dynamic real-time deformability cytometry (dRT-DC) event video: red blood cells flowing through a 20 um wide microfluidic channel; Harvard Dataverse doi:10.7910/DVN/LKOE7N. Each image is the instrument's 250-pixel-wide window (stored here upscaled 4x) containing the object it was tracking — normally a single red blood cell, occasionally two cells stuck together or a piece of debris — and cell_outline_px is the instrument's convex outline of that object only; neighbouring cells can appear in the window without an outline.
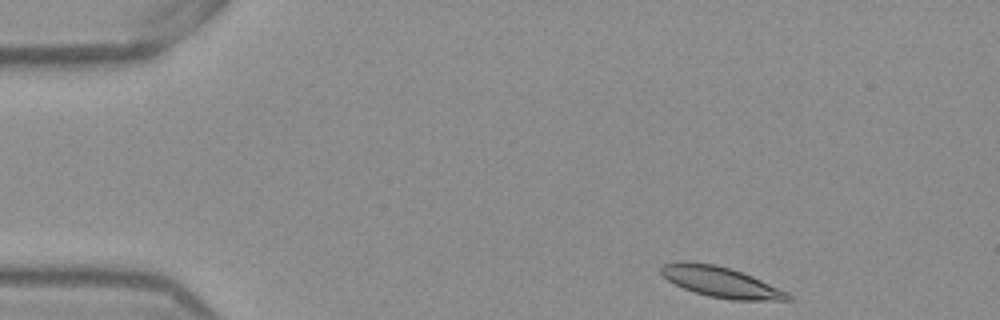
{"species": "Egyptian fruit bat (a non-hibernating species)", "species_latin": "Rousettus aegyptiacus", "temperature_condition": "warm", "stored_images_in_passage": 47, "camera_frame_rate_fps": 3000, "um_per_image_px": 0.085, "frame": {"image": 1, "passage_image": 1, "time_ms": 0.0, "image_size_px": [1000, 320], "cell_outline_px": [[792, 300], [732, 300], [708, 296], [684, 288], [668, 280], [660, 272], [660, 268], [664, 264], [680, 260], [684, 260], [716, 264], [732, 268], [752, 276], [788, 292], [792, 296]], "centroid_in_image_um": [61.27, 23.95], "position_along_channel_um": 23.7, "area_um2": 22.66}}
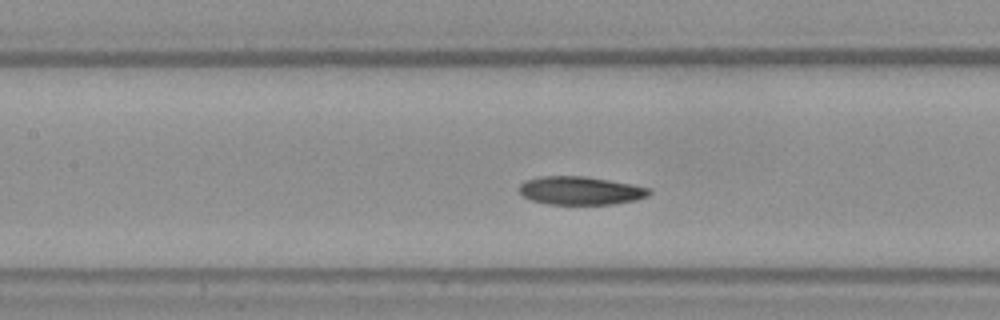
{"frame": {"image": 2, "passage_image": 18, "time_ms": 5.667, "image_size_px": [1000, 320], "cell_outline_px": [[652, 192], [648, 196], [632, 200], [612, 204], [548, 204], [532, 200], [524, 196], [520, 192], [520, 184], [524, 180], [540, 176], [584, 176], [632, 184], [652, 188]], "centroid_in_image_um": [49.34, 16.19], "position_along_channel_um": 158.1, "area_um2": 21.33}}
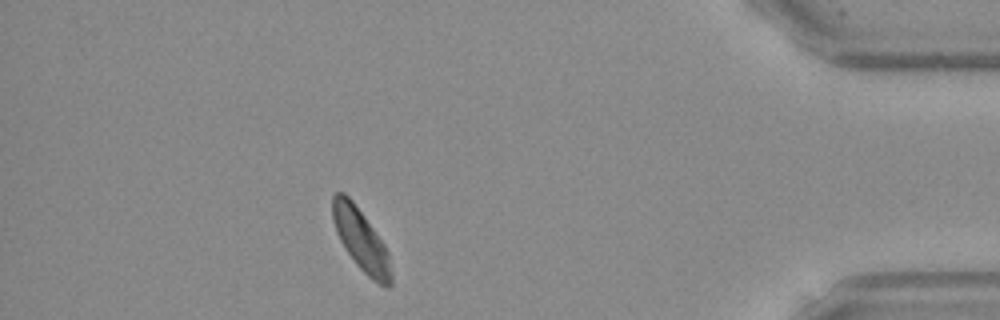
{"frame": {"image": 3, "passage_image": 41, "time_ms": 13.333, "image_size_px": [1000, 320], "cell_outline_px": [[392, 284], [388, 288], [372, 280], [356, 264], [344, 248], [336, 232], [332, 220], [332, 196], [336, 192], [344, 192], [352, 200], [384, 244], [388, 252], [392, 272]], "centroid_in_image_um": [30.68, 20.4], "position_along_channel_um": 404.5, "area_um2": 21.04}, "authors_computed_cell_mechanics": {"area_um2": 21.7906, "velocity_mm_per_s": 3.8205, "shape_relaxation_time_tau1_ms": 3.3713, "shape_relaxation_time_tau2_ms": null, "deformation_change_tau1": 0.0836, "deformation_change_tau2": null}}